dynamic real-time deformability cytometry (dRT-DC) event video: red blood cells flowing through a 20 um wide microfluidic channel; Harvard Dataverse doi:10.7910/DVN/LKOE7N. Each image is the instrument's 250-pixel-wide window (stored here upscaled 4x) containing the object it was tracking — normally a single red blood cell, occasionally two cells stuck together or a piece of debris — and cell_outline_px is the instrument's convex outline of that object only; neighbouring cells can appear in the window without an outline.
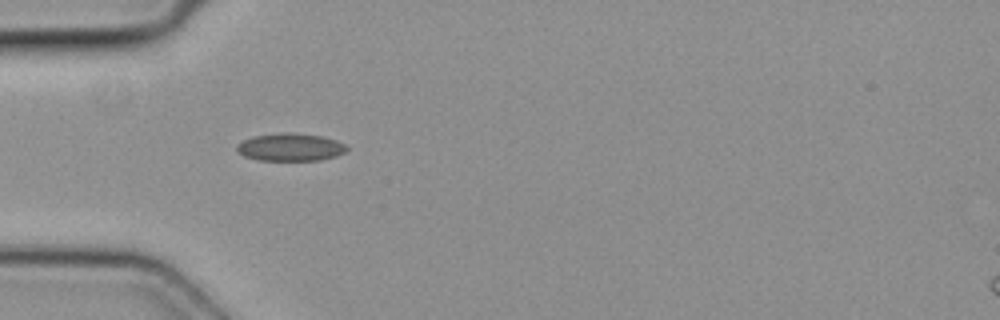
{"species": "common noctule bat (a hibernating species)", "species_latin": "Nyctalus noctula", "temperature_condition": "cold", "stored_images_in_passage": 5, "camera_frame_rate_fps": 3000, "um_per_image_px": 0.085, "animal": {"sex": "female", "body_mass_g": 19.3, "forearm_length_mm": 54.1}, "frame": {"image": 1, "passage_image": 3, "time_ms": 0.667, "image_size_px": [1000, 320], "cell_outline_px": [[348, 148], [344, 152], [336, 156], [320, 160], [256, 160], [244, 156], [236, 152], [236, 144], [252, 136], [280, 132], [288, 132], [320, 136], [336, 140], [344, 144]], "centroid_in_image_um": [24.62, 12.51], "position_along_channel_um": 60.4, "area_um2": 17.8}}
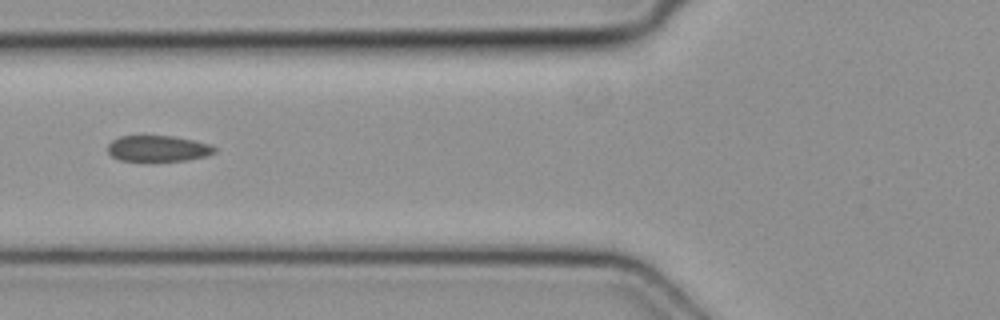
{"frame": {"image": 2, "passage_image": 4, "time_ms": 1.0, "image_size_px": [1000, 320], "cell_outline_px": [[216, 152], [204, 156], [188, 160], [120, 160], [112, 156], [108, 152], [108, 144], [112, 140], [120, 136], [172, 136], [192, 140], [208, 144], [216, 148]], "centroid_in_image_um": [13.41, 12.61], "position_along_channel_um": 112.4, "area_um2": 15.84}}
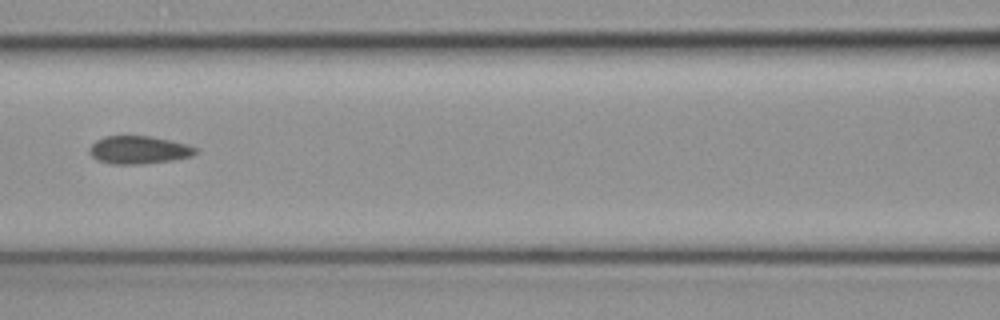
{"frame": {"image": 3, "passage_image": 5, "time_ms": 1.333, "image_size_px": [1000, 320], "cell_outline_px": [[196, 152], [192, 156], [172, 160], [144, 164], [112, 164], [96, 160], [88, 152], [88, 148], [96, 140], [104, 136], [152, 136], [172, 140], [188, 144], [196, 148]], "centroid_in_image_um": [11.78, 12.74], "position_along_channel_um": 154.8, "area_um2": 17.46}}